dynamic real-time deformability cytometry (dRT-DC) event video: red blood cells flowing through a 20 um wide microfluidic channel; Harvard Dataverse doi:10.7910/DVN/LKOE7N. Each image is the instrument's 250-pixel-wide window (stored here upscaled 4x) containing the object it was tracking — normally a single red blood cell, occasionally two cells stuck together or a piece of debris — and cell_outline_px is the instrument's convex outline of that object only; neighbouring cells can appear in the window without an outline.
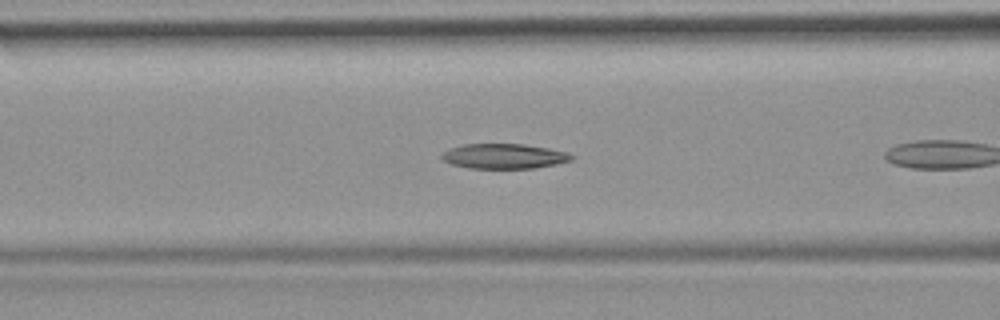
{"species": "common noctule bat (a hibernating species)", "species_latin": "Nyctalus noctula", "temperature_condition": "room temperature", "stored_images_in_passage": 8, "camera_frame_rate_fps": 3000, "um_per_image_px": 0.085, "animal": {"sex": "female", "body_mass_g": 19.9}, "frame": {"image": 1, "passage_image": 6, "time_ms": 1.667, "image_size_px": [1000, 320], "cell_outline_px": [[572, 160], [556, 164], [536, 168], [468, 168], [452, 164], [444, 160], [440, 156], [448, 148], [464, 144], [524, 144], [548, 148], [564, 152], [572, 156]], "centroid_in_image_um": [42.8, 13.27], "position_along_channel_um": 123.8, "area_um2": 18.73}}